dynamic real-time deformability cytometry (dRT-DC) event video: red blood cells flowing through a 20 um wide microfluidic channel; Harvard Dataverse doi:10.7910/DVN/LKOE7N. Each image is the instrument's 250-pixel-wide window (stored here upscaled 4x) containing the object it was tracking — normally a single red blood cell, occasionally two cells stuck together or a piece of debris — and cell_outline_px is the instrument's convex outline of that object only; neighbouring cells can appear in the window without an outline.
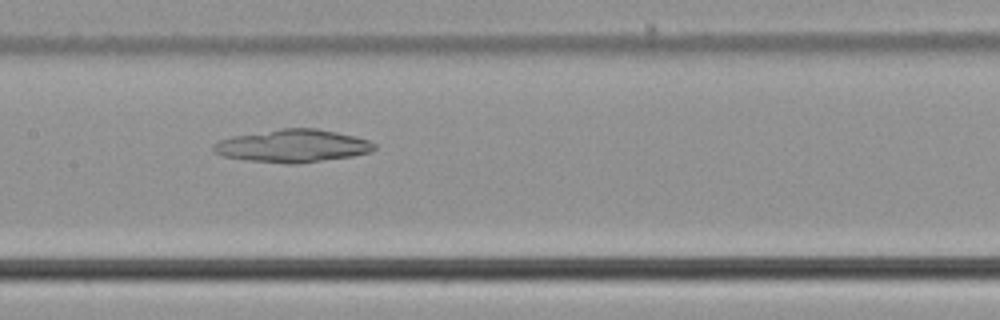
{"species": "common noctule bat (a hibernating species)", "species_latin": "Nyctalus noctula", "temperature_condition": "cold", "stored_images_in_passage": 53, "camera_frame_rate_fps": 3000, "um_per_image_px": 0.085, "animal": {"sex": "male", "body_mass_g": 21.5, "forearm_length_mm": 52.0}, "frame": {"image": 1, "passage_image": 26, "time_ms": 8.333, "image_size_px": [1000, 320], "cell_outline_px": [[376, 148], [372, 152], [352, 156], [292, 164], [284, 164], [248, 160], [224, 156], [212, 152], [212, 144], [216, 140], [232, 136], [280, 128], [316, 128], [356, 136], [368, 140], [376, 144]], "centroid_in_image_um": [24.84, 12.39], "position_along_channel_um": 182.6, "area_um2": 30.87}}
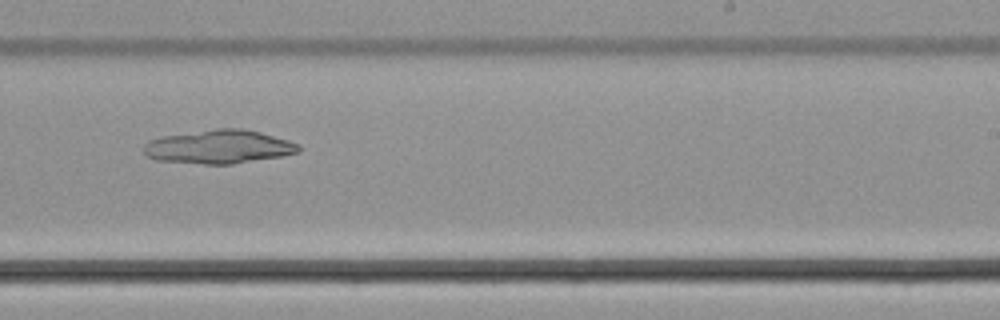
{"frame": {"image": 2, "passage_image": 33, "time_ms": 10.667, "image_size_px": [1000, 320], "cell_outline_px": [[300, 152], [280, 156], [232, 164], [204, 164], [156, 160], [148, 156], [144, 152], [144, 144], [148, 140], [160, 136], [216, 128], [240, 128], [260, 132], [288, 140], [300, 144]], "centroid_in_image_um": [18.59, 12.47], "position_along_channel_um": 270.4, "area_um2": 30.4}}
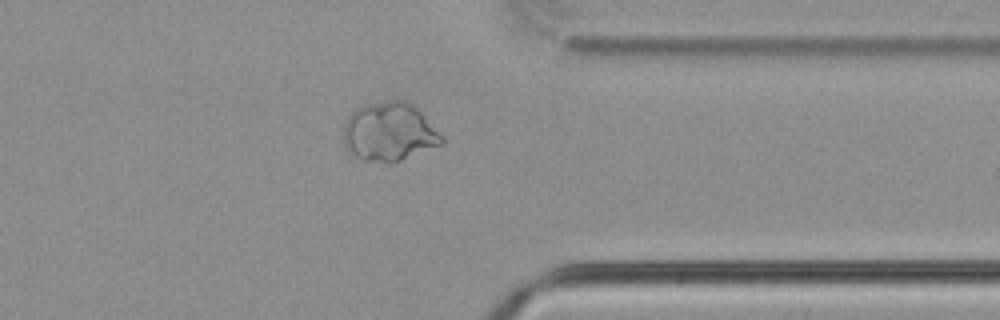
{"frame": {"image": 3, "passage_image": 42, "time_ms": 13.667, "image_size_px": [1000, 320], "cell_outline_px": [[444, 144], [392, 164], [388, 164], [364, 160], [348, 152], [344, 144], [344, 120], [360, 104], [384, 100], [404, 100], [412, 104], [444, 136]], "centroid_in_image_um": [33.08, 11.22], "position_along_channel_um": 378.3, "area_um2": 34.28}}